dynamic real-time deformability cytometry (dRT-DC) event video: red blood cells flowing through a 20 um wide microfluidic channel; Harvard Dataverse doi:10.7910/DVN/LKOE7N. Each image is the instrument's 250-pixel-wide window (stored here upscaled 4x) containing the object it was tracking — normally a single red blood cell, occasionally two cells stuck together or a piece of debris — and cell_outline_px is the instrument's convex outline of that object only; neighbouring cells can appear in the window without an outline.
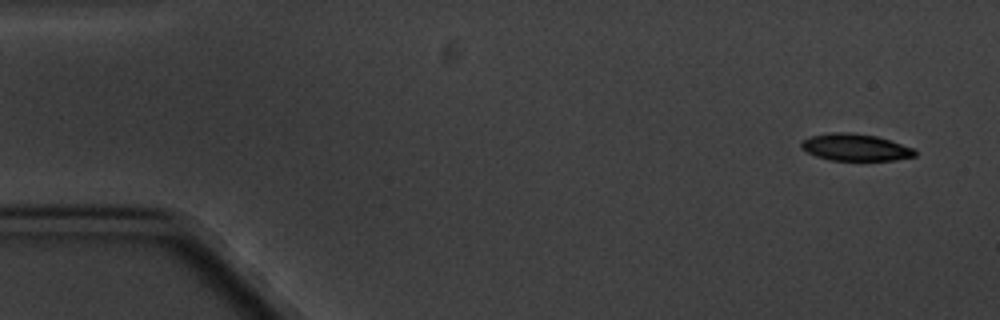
{"species": "common noctule bat (a hibernating species)", "species_latin": "Nyctalus noctula", "temperature_condition": "cold", "stored_images_in_passage": 4, "camera_frame_rate_fps": 3000, "um_per_image_px": 0.085, "animal": {"sex": "male", "body_mass_g": 20.1, "forearm_length_mm": 53.5}, "frame": {"image": 1, "passage_image": 1, "time_ms": 0.0, "image_size_px": [1000, 320], "cell_outline_px": [[916, 156], [892, 160], [832, 160], [816, 156], [800, 148], [800, 144], [804, 140], [812, 136], [832, 132], [852, 132], [876, 136], [912, 148], [916, 152]], "centroid_in_image_um": [72.68, 12.52], "position_along_channel_um": 12.3, "area_um2": 17.57}}